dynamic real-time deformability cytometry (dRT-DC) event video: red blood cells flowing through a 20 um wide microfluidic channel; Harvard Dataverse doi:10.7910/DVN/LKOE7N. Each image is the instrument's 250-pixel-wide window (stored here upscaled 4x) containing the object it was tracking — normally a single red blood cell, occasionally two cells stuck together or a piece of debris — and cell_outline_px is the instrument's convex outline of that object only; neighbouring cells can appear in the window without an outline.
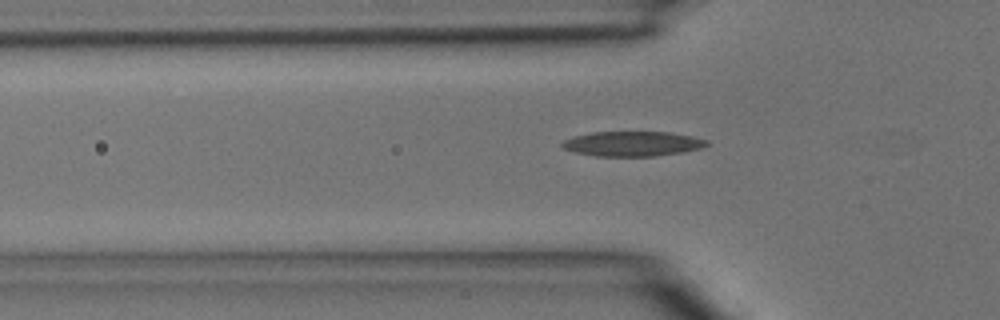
{"species": "common noctule bat (a hibernating species)", "species_latin": "Nyctalus noctula", "temperature_condition": "room temperature", "stored_images_in_passage": 10, "camera_frame_rate_fps": 3000, "um_per_image_px": 0.085, "animal": {"sex": "male", "body_mass_g": 15.6}, "frame": {"image": 1, "passage_image": 3, "time_ms": 0.667, "image_size_px": [1000, 320], "cell_outline_px": [[708, 144], [700, 148], [684, 152], [656, 156], [596, 156], [576, 152], [564, 148], [560, 144], [564, 140], [576, 136], [592, 132], [668, 132], [692, 136], [708, 140]], "centroid_in_image_um": [53.79, 12.22], "position_along_channel_um": 72.0, "area_um2": 20.81}}
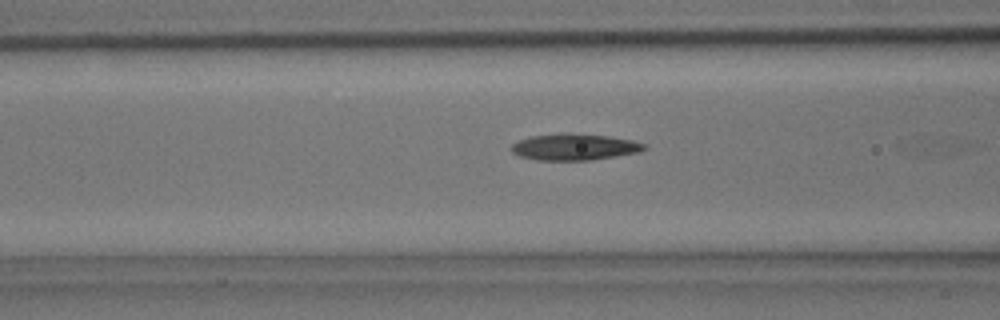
{"frame": {"image": 2, "passage_image": 6, "time_ms": 1.667, "image_size_px": [1000, 320], "cell_outline_px": [[648, 148], [640, 152], [592, 160], [536, 160], [520, 156], [512, 152], [512, 144], [520, 140], [532, 136], [560, 132], [568, 132], [608, 136], [632, 140], [648, 144]], "centroid_in_image_um": [48.88, 12.48], "position_along_channel_um": 117.7, "area_um2": 20.69}}